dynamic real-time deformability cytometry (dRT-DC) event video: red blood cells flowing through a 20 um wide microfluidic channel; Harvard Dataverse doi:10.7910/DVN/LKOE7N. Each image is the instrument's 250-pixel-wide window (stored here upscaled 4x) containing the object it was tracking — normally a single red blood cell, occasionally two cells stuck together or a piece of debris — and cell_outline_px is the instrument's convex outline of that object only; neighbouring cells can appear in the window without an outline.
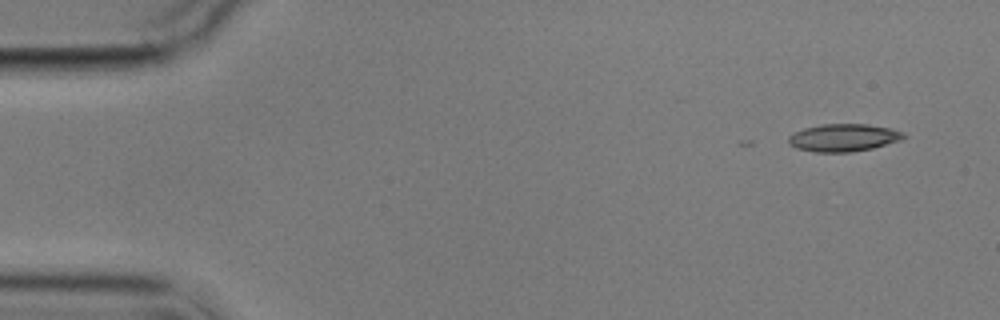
{"species": "common noctule bat (a hibernating species)", "species_latin": "Nyctalus noctula", "temperature_condition": "cold", "stored_images_in_passage": 6, "camera_frame_rate_fps": 3000, "um_per_image_px": 0.085, "animal": {"sex": "male", "body_mass_g": 17.9}, "frame": {"image": 1, "passage_image": 1, "time_ms": 0.0, "image_size_px": [1000, 320], "cell_outline_px": [[908, 136], [900, 140], [872, 148], [852, 152], [812, 152], [796, 148], [788, 144], [788, 136], [792, 132], [804, 128], [820, 124], [868, 124], [892, 128], [904, 132]], "centroid_in_image_um": [71.68, 11.69], "position_along_channel_um": 13.3, "area_um2": 18.79}}
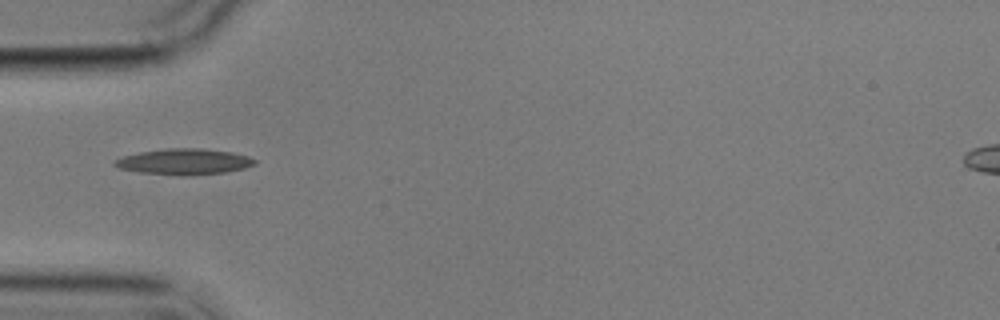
{"frame": {"image": 2, "passage_image": 5, "time_ms": 4.667, "image_size_px": [1000, 320], "cell_outline_px": [[256, 164], [244, 168], [224, 172], [140, 172], [120, 168], [112, 164], [116, 160], [124, 156], [140, 152], [164, 148], [200, 148], [232, 152], [248, 156], [256, 160]], "centroid_in_image_um": [15.68, 13.67], "position_along_channel_um": 69.3, "area_um2": 19.77}}
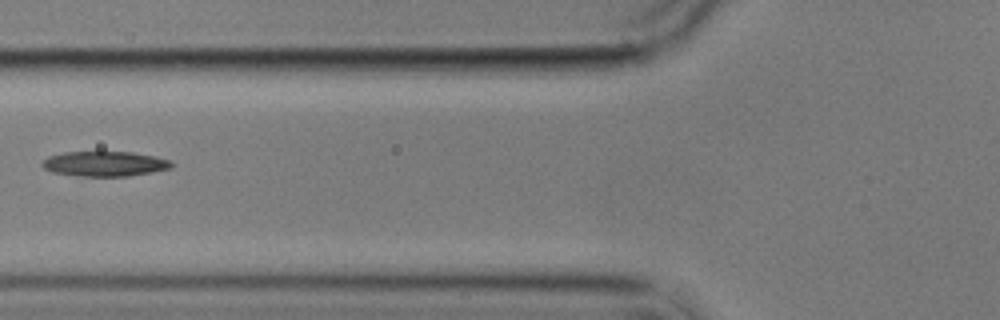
{"frame": {"image": 3, "passage_image": 6, "time_ms": 6.0, "image_size_px": [1000, 320], "cell_outline_px": [[172, 168], [152, 172], [128, 176], [76, 176], [52, 172], [44, 168], [40, 164], [48, 156], [64, 152], [132, 152], [156, 156], [168, 160], [172, 164]], "centroid_in_image_um": [8.88, 13.92], "position_along_channel_um": 116.9, "area_um2": 18.84}}